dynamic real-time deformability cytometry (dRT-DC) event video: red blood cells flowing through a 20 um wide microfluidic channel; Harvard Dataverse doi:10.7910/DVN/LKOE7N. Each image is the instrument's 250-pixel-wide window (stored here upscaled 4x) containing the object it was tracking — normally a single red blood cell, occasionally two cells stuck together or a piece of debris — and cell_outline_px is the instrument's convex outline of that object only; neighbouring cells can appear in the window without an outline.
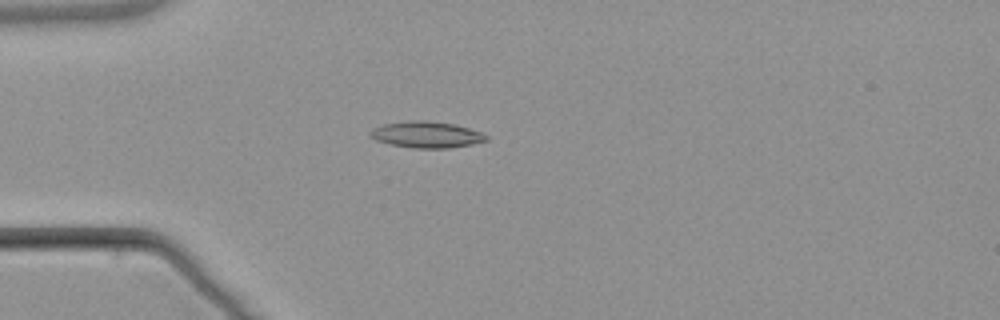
{"species": "common noctule bat (a hibernating species)", "species_latin": "Nyctalus noctula", "temperature_condition": "warm", "stored_images_in_passage": 2, "camera_frame_rate_fps": 3000, "um_per_image_px": 0.085, "animal": {"sex": "male", "body_mass_g": 21.5, "forearm_length_mm": 52.0}, "frame": {"image": 1, "passage_image": 2, "time_ms": 2.333, "image_size_px": [1000, 320], "cell_outline_px": [[488, 140], [472, 144], [448, 148], [412, 148], [388, 144], [376, 140], [368, 136], [368, 132], [372, 128], [384, 124], [408, 120], [424, 120], [452, 124], [468, 128], [480, 132], [488, 136]], "centroid_in_image_um": [36.19, 11.44], "position_along_channel_um": 48.8, "area_um2": 17.86}}